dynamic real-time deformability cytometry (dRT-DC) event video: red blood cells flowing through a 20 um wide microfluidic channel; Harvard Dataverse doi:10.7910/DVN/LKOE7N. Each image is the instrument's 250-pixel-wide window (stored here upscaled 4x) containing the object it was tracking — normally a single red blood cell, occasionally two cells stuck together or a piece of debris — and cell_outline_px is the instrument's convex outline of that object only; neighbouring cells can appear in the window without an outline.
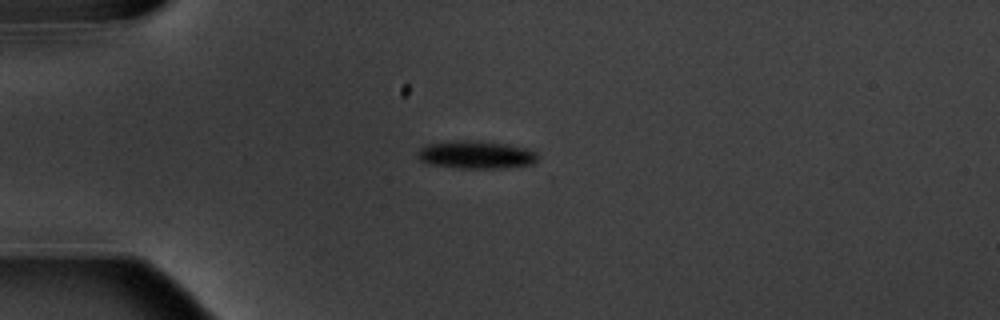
{"species": "common noctule bat (a hibernating species)", "species_latin": "Nyctalus noctula", "temperature_condition": "warm", "stored_images_in_passage": 7, "camera_frame_rate_fps": 3000, "um_per_image_px": 0.085, "animal": {"sex": "male", "body_mass_g": 20.1, "forearm_length_mm": 53.5}, "frame": {"image": 1, "passage_image": 4, "time_ms": 3.667, "image_size_px": [1000, 320], "cell_outline_px": [[540, 156], [532, 164], [504, 168], [460, 168], [432, 164], [420, 160], [416, 156], [416, 152], [424, 144], [452, 140], [476, 140], [508, 144], [528, 148], [536, 152]], "centroid_in_image_um": [40.46, 13.13], "position_along_channel_um": 44.5, "area_um2": 19.83}}